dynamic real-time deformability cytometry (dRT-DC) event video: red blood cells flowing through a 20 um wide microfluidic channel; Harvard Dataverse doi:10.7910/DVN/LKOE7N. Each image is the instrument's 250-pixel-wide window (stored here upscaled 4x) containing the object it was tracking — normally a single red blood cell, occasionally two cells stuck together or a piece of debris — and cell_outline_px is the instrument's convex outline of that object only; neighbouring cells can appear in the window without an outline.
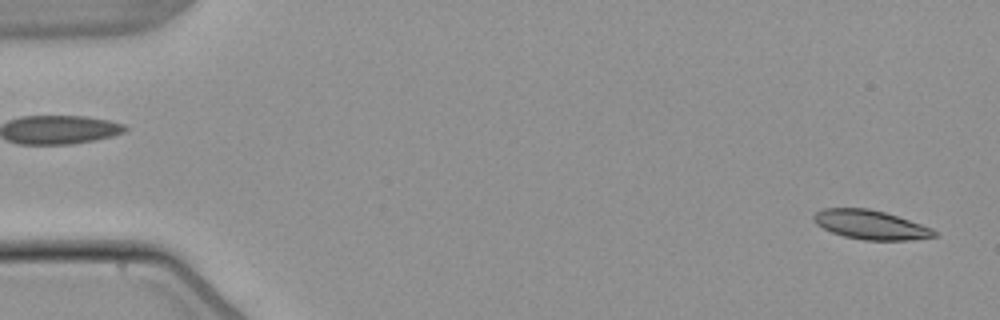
{"species": "common noctule bat (a hibernating species)", "species_latin": "Nyctalus noctula", "temperature_condition": "warm", "stored_images_in_passage": 27, "camera_frame_rate_fps": 3000, "um_per_image_px": 0.085, "animal": {"sex": "male", "body_mass_g": 21.5, "forearm_length_mm": 52.0}, "frame": {"image": 1, "passage_image": 2, "time_ms": 0.333, "image_size_px": [1000, 320], "cell_outline_px": [[936, 236], [908, 240], [864, 240], [844, 236], [832, 232], [816, 224], [812, 220], [812, 216], [816, 212], [824, 208], [868, 208], [884, 212], [932, 228], [936, 232]], "centroid_in_image_um": [73.95, 19.1], "position_along_channel_um": 11.0, "area_um2": 20.23}}
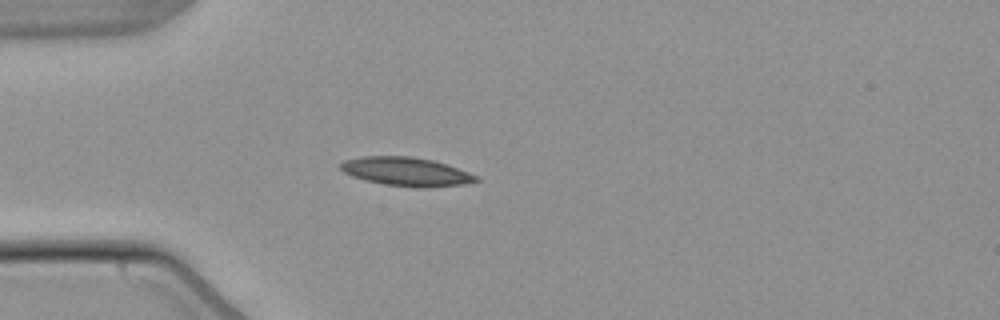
{"frame": {"image": 2, "passage_image": 15, "time_ms": 4.667, "image_size_px": [1000, 320], "cell_outline_px": [[480, 180], [464, 184], [424, 188], [420, 188], [384, 184], [364, 180], [352, 176], [344, 172], [340, 168], [340, 164], [344, 160], [364, 156], [412, 156], [432, 160], [480, 176]], "centroid_in_image_um": [34.53, 14.59], "position_along_channel_um": 50.5, "area_um2": 22.6}}
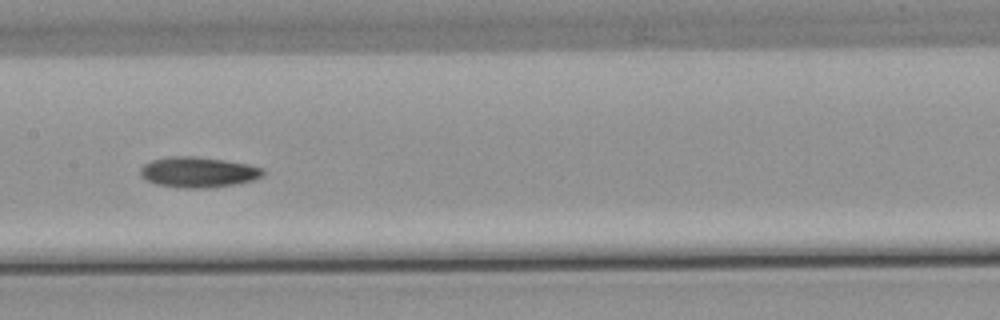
{"frame": {"image": 3, "passage_image": 27, "time_ms": 8.667, "image_size_px": [1000, 320], "cell_outline_px": [[264, 176], [252, 180], [232, 184], [204, 188], [176, 188], [156, 184], [140, 176], [140, 168], [144, 164], [152, 160], [168, 156], [196, 156], [224, 160], [248, 164], [264, 168]], "centroid_in_image_um": [16.82, 14.63], "position_along_channel_um": 190.6, "area_um2": 21.85}}